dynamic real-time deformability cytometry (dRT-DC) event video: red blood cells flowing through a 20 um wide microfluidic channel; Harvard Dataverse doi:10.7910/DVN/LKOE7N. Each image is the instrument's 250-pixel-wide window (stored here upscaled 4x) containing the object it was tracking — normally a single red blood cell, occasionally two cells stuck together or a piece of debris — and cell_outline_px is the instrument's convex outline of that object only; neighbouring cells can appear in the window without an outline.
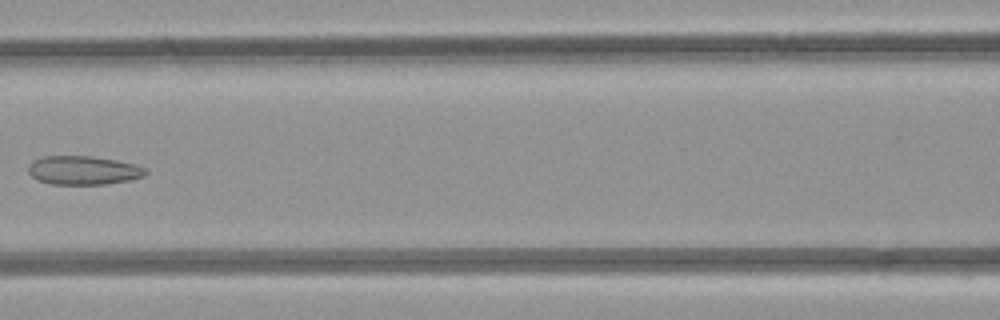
{"species": "common noctule bat (a hibernating species)", "species_latin": "Nyctalus noctula", "temperature_condition": "room temperature", "stored_images_in_passage": 7, "camera_frame_rate_fps": 3000, "um_per_image_px": 0.085, "animal": {"sex": "female", "body_mass_g": 21.9}, "frame": {"image": 1, "passage_image": 6, "time_ms": 6.0, "image_size_px": [1000, 320], "cell_outline_px": [[148, 172], [144, 176], [128, 180], [104, 184], [52, 184], [36, 180], [28, 172], [28, 168], [32, 160], [44, 156], [88, 156], [116, 160], [136, 164], [144, 168]], "centroid_in_image_um": [7.06, 14.47], "position_along_channel_um": 159.5, "area_um2": 19.59}}
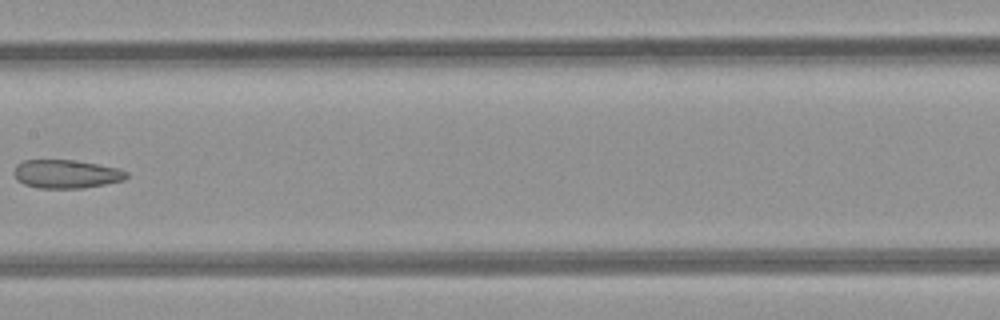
{"frame": {"image": 2, "passage_image": 7, "time_ms": 7.0, "image_size_px": [1000, 320], "cell_outline_px": [[128, 176], [124, 180], [84, 188], [36, 188], [24, 184], [16, 180], [12, 172], [16, 164], [24, 160], [72, 160], [120, 168], [128, 172]], "centroid_in_image_um": [5.6, 14.79], "position_along_channel_um": 201.8, "area_um2": 18.84}}